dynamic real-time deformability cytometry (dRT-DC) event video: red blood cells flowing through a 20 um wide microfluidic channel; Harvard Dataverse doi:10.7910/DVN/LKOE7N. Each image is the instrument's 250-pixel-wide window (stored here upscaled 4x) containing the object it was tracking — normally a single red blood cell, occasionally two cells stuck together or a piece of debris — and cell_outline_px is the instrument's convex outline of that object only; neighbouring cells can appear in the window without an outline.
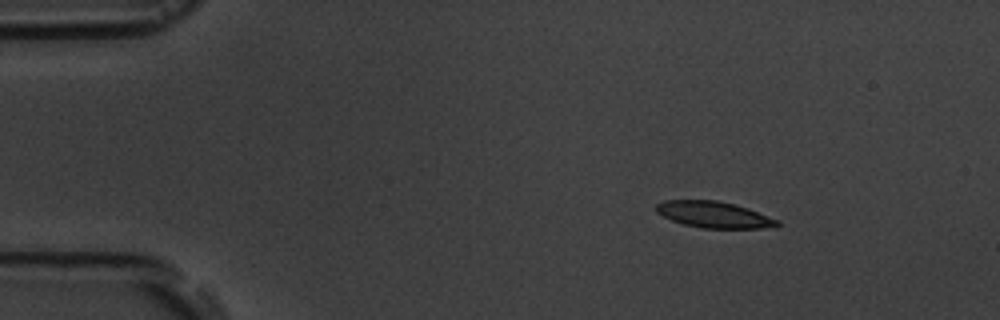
{"species": "common noctule bat (a hibernating species)", "species_latin": "Nyctalus noctula", "temperature_condition": "room temperature", "stored_images_in_passage": 9, "camera_frame_rate_fps": 3000, "um_per_image_px": 0.085, "animal": {"sex": "male", "body_mass_g": 19.5, "forearm_length_mm": 54.6}, "frame": {"image": 1, "passage_image": 2, "time_ms": 1.333, "image_size_px": [1000, 320], "cell_outline_px": [[780, 224], [776, 228], [700, 228], [684, 224], [672, 220], [656, 212], [656, 204], [664, 200], [716, 200], [748, 208], [780, 220]], "centroid_in_image_um": [60.72, 18.25], "position_along_channel_um": 24.3, "area_um2": 18.61}}
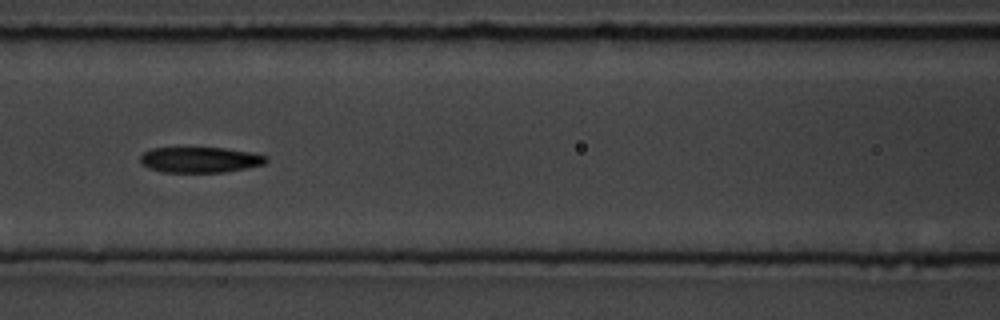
{"frame": {"image": 2, "passage_image": 7, "time_ms": 6.667, "image_size_px": [1000, 320], "cell_outline_px": [[268, 160], [264, 164], [224, 172], [164, 172], [148, 168], [140, 160], [140, 156], [144, 152], [152, 148], [224, 148], [252, 152], [268, 156]], "centroid_in_image_um": [17.02, 13.57], "position_along_channel_um": 149.6, "area_um2": 18.67}}
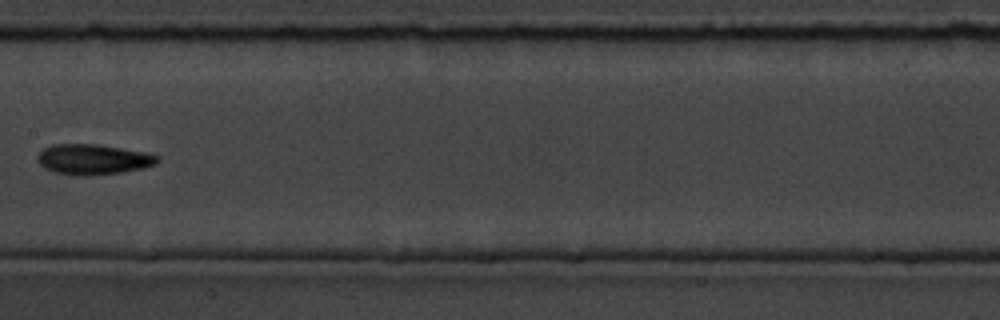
{"frame": {"image": 3, "passage_image": 8, "time_ms": 8.0, "image_size_px": [1000, 320], "cell_outline_px": [[160, 160], [156, 164], [144, 168], [120, 172], [88, 176], [84, 176], [56, 172], [44, 168], [36, 160], [36, 156], [44, 148], [52, 144], [96, 144], [144, 152], [160, 156]], "centroid_in_image_um": [7.91, 13.54], "position_along_channel_um": 199.5, "area_um2": 21.15}}